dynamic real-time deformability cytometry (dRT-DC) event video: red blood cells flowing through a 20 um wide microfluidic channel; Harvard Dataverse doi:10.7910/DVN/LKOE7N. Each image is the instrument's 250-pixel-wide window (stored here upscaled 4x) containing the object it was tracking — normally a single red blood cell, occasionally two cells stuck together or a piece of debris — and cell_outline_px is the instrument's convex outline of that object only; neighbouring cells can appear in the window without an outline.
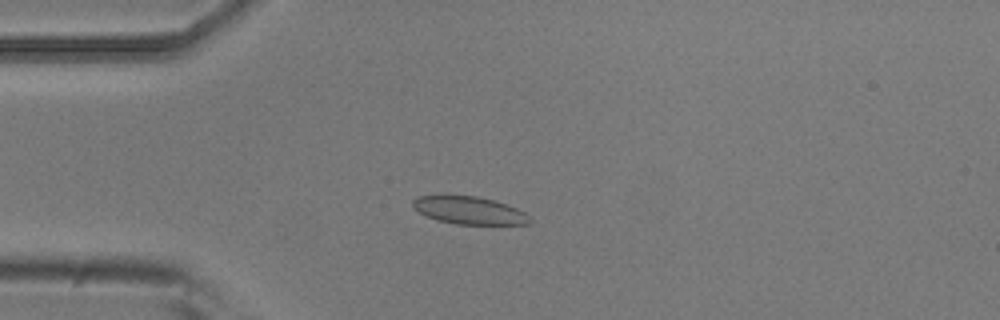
{"species": "common noctule bat (a hibernating species)", "species_latin": "Nyctalus noctula", "temperature_condition": "room temperature", "stored_images_in_passage": 4, "camera_frame_rate_fps": 3000, "um_per_image_px": 0.085, "animal": {"sex": "male", "body_mass_g": 20.5, "forearm_length_mm": 52.5}, "frame": {"image": 1, "passage_image": 2, "time_ms": 0.333, "image_size_px": [1000, 320], "cell_outline_px": [[532, 224], [456, 224], [436, 220], [412, 208], [412, 200], [416, 196], [440, 192], [444, 192], [476, 196], [508, 204], [524, 212], [532, 220]], "centroid_in_image_um": [39.79, 17.82], "position_along_channel_um": 45.2, "area_um2": 19.65}}
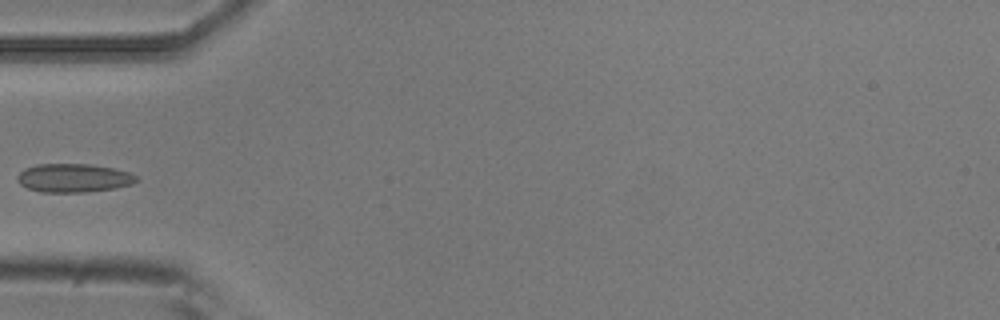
{"frame": {"image": 2, "passage_image": 3, "time_ms": 0.667, "image_size_px": [1000, 320], "cell_outline_px": [[140, 180], [132, 184], [116, 188], [88, 192], [40, 192], [28, 188], [20, 184], [16, 180], [16, 176], [24, 168], [36, 164], [92, 164], [112, 168], [128, 172], [136, 176]], "centroid_in_image_um": [6.24, 15.13], "position_along_channel_um": 78.8, "area_um2": 20.0}}
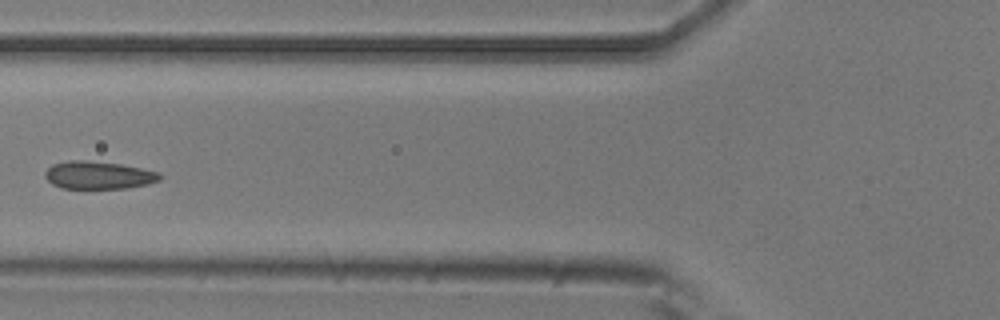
{"frame": {"image": 3, "passage_image": 4, "time_ms": 1.0, "image_size_px": [1000, 320], "cell_outline_px": [[164, 176], [160, 180], [148, 184], [128, 188], [60, 188], [52, 184], [44, 176], [44, 172], [52, 164], [68, 160], [84, 160], [120, 164], [160, 172]], "centroid_in_image_um": [8.38, 14.89], "position_along_channel_um": 117.4, "area_um2": 18.67}}